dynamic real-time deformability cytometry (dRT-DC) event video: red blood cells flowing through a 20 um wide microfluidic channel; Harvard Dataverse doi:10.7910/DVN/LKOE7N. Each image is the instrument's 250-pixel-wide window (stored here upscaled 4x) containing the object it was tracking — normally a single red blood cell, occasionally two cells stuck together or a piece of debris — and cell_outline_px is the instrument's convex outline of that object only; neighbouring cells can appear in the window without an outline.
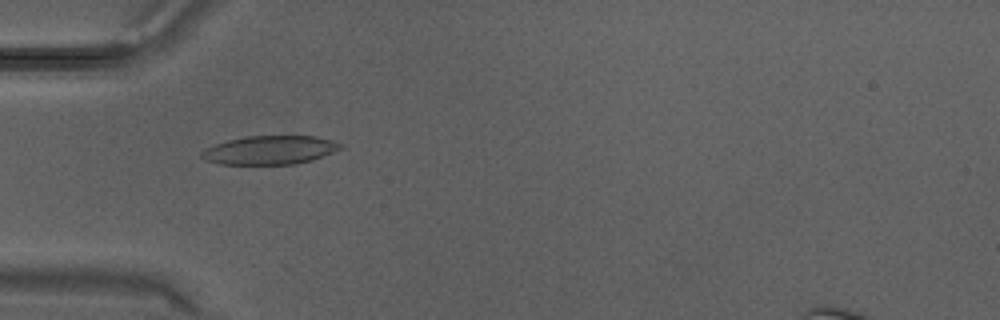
{"species": "Egyptian fruit bat (a non-hibernating species)", "species_latin": "Rousettus aegyptiacus", "temperature_condition": "warm", "stored_images_in_passage": 8, "camera_frame_rate_fps": 3000, "um_per_image_px": 0.085, "animal": {"sex": "male"}, "frame": {"image": 1, "passage_image": 1, "time_ms": 0.0, "image_size_px": [1000, 320], "cell_outline_px": [[344, 148], [312, 160], [292, 164], [220, 164], [204, 160], [200, 156], [200, 152], [216, 144], [228, 140], [244, 136], [316, 136], [340, 144]], "centroid_in_image_um": [22.91, 12.76], "position_along_channel_um": 62.1, "area_um2": 23.0}}
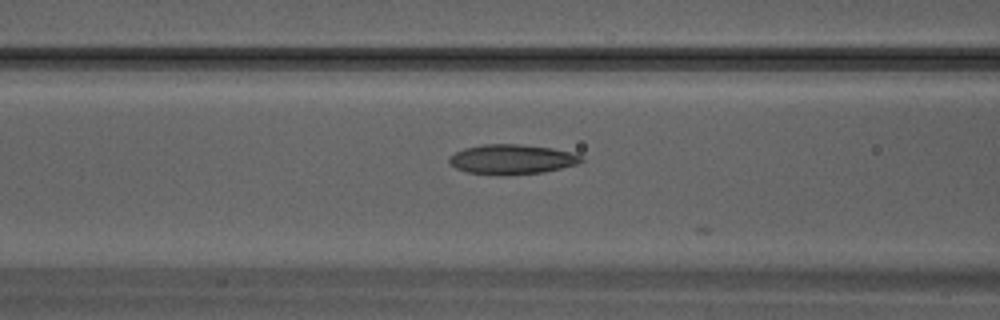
{"frame": {"image": 2, "passage_image": 4, "time_ms": 1.0, "image_size_px": [1000, 320], "cell_outline_px": [[584, 160], [576, 164], [544, 172], [504, 176], [468, 172], [456, 168], [448, 160], [448, 156], [464, 148], [484, 144], [520, 144], [552, 148], [572, 152], [580, 156]], "centroid_in_image_um": [43.49, 13.54], "position_along_channel_um": 123.1, "area_um2": 22.95}}